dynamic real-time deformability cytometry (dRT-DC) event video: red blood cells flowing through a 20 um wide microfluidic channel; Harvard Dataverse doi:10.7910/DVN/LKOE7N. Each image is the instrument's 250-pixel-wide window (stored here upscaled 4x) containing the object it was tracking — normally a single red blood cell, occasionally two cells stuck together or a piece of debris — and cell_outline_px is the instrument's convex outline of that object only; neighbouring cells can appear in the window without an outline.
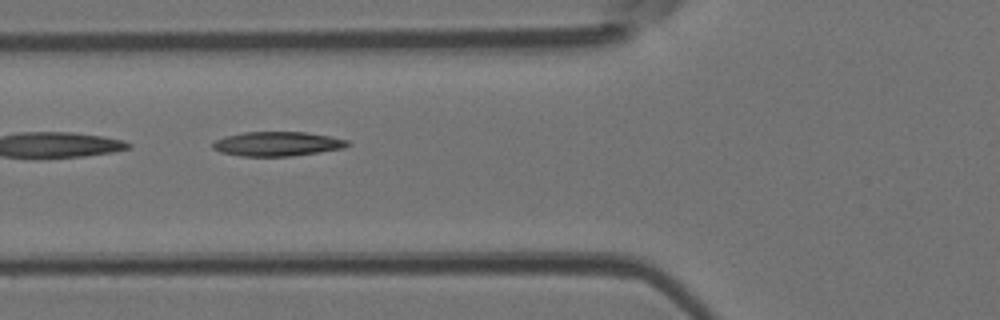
{"species": "Egyptian fruit bat (a non-hibernating species)", "species_latin": "Rousettus aegyptiacus", "temperature_condition": "room temperature", "stored_images_in_passage": 2, "camera_frame_rate_fps": 3000, "um_per_image_px": 0.085, "animal": {"sex": "female"}, "frame": {"image": 1, "passage_image": 2, "time_ms": 0.333, "image_size_px": [1000, 320], "cell_outline_px": [[352, 144], [344, 148], [292, 156], [240, 156], [220, 152], [212, 148], [212, 144], [216, 140], [224, 136], [244, 132], [304, 132], [328, 136], [348, 140]], "centroid_in_image_um": [23.56, 12.23], "position_along_channel_um": 102.2, "area_um2": 19.13}}